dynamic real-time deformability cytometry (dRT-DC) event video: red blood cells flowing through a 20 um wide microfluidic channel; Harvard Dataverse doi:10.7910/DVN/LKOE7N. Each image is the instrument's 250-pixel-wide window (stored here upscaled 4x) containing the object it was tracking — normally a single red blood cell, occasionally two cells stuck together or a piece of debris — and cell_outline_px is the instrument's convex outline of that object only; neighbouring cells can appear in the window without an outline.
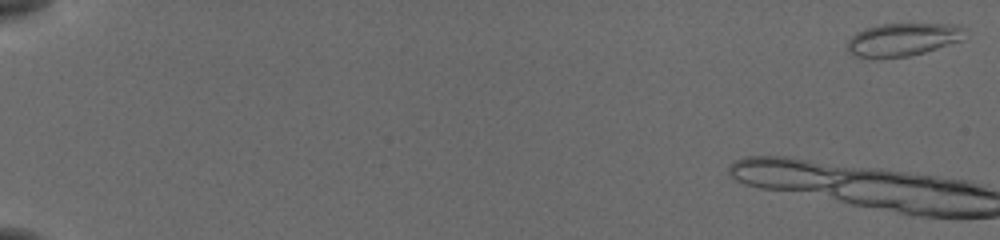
{"species": "common noctule bat (a hibernating species)", "species_latin": "Nyctalus noctula", "temperature_condition": "cold", "stored_images_in_passage": 10, "camera_frame_rate_fps": 3000, "um_per_image_px": 0.085, "animal": {"sex": "female", "body_mass_g": 19.5, "forearm_length_mm": 54.1}, "frame": {"image": 1, "passage_image": 1, "time_ms": 0.0, "image_size_px": [1000, 240], "cell_outline_px": [[968, 28], [960, 40], [924, 52], [908, 56], [876, 60], [872, 60], [852, 56], [848, 52], [848, 40], [856, 32], [864, 28], [880, 24], [960, 24]], "centroid_in_image_um": [76.68, 3.38], "position_along_channel_um": 8.3, "area_um2": 23.06}}